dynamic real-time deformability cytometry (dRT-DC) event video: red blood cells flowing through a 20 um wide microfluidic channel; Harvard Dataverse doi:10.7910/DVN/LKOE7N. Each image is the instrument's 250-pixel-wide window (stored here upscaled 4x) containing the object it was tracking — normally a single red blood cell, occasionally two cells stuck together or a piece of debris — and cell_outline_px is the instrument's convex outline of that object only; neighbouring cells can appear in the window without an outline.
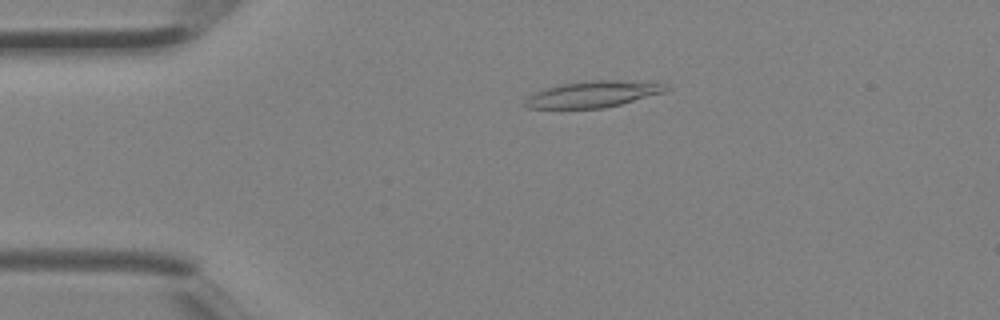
{"species": "Egyptian fruit bat (a non-hibernating species)", "species_latin": "Rousettus aegyptiacus", "temperature_condition": "room temperature", "stored_images_in_passage": 3, "camera_frame_rate_fps": 3000, "um_per_image_px": 0.085, "animal": {"sex": "female"}, "frame": {"image": 1, "passage_image": 2, "time_ms": 0.333, "image_size_px": [1000, 320], "cell_outline_px": [[672, 88], [664, 92], [620, 104], [604, 108], [528, 108], [524, 104], [524, 100], [528, 96], [536, 92], [548, 88], [564, 84], [584, 80], [660, 80]], "centroid_in_image_um": [50.55, 7.97], "position_along_channel_um": 34.5, "area_um2": 21.91}}